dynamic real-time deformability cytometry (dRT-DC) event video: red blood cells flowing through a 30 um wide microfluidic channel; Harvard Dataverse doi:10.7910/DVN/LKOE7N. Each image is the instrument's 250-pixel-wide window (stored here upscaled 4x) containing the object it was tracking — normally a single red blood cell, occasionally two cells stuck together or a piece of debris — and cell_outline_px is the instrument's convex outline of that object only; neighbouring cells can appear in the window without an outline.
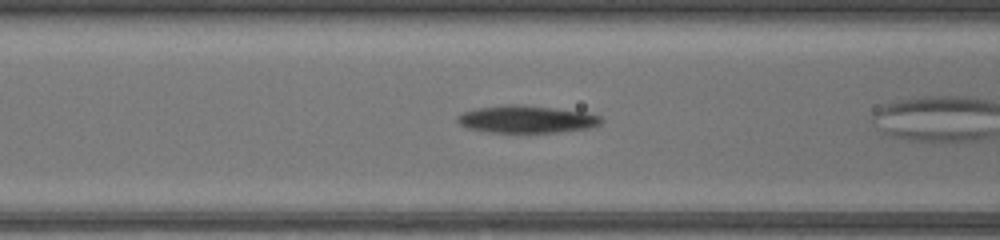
{"species": "common noctule bat (a hibernating species)", "species_latin": "Nyctalus noctula", "temperature_condition": "warm", "stored_images_in_passage": 48, "camera_frame_rate_fps": 3000, "um_per_image_px": 0.085, "animal": {"sex": "female", "body_mass_g": 17.0, "forearm_length_mm": 48.0}, "frame": {"image": 1, "passage_image": 19, "time_ms": 6.0, "image_size_px": [1000, 240], "cell_outline_px": [[604, 120], [600, 124], [592, 128], [560, 132], [488, 132], [468, 128], [460, 124], [456, 120], [456, 116], [464, 112], [476, 108], [508, 104], [524, 104], [588, 112], [600, 116]], "centroid_in_image_um": [44.8, 10.13], "position_along_channel_um": 121.8, "area_um2": 23.24}}
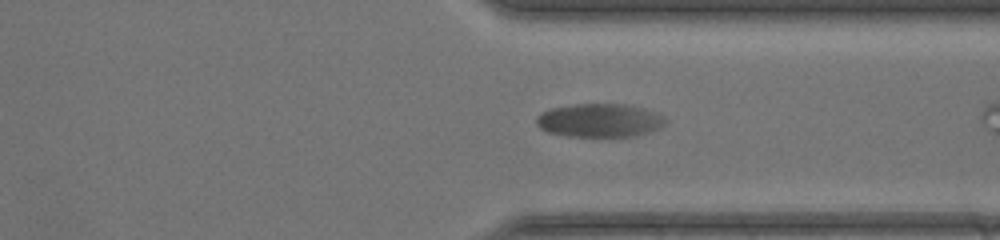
{"frame": {"image": 2, "passage_image": 36, "time_ms": 11.667, "image_size_px": [1000, 240], "cell_outline_px": [[668, 120], [660, 128], [636, 136], [568, 136], [548, 132], [540, 128], [536, 124], [536, 116], [540, 112], [552, 108], [576, 104], [624, 104], [644, 108], [660, 112]], "centroid_in_image_um": [51.0, 10.22], "position_along_channel_um": 360.4, "area_um2": 25.37}}
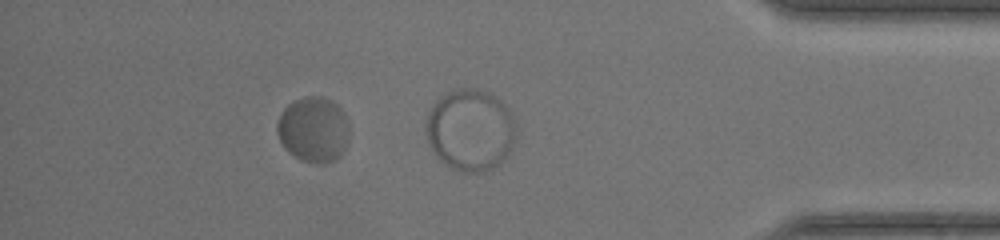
{"frame": {"image": 3, "passage_image": 43, "time_ms": 14.0, "image_size_px": [1000, 240], "cell_outline_px": [[348, 144], [344, 152], [336, 160], [324, 164], [316, 164], [300, 160], [288, 152], [284, 148], [276, 132], [276, 124], [280, 112], [292, 100], [304, 96], [324, 96], [332, 100], [344, 112], [348, 124]], "centroid_in_image_um": [26.64, 11.01], "position_along_channel_um": 408.6, "area_um2": 28.26}}